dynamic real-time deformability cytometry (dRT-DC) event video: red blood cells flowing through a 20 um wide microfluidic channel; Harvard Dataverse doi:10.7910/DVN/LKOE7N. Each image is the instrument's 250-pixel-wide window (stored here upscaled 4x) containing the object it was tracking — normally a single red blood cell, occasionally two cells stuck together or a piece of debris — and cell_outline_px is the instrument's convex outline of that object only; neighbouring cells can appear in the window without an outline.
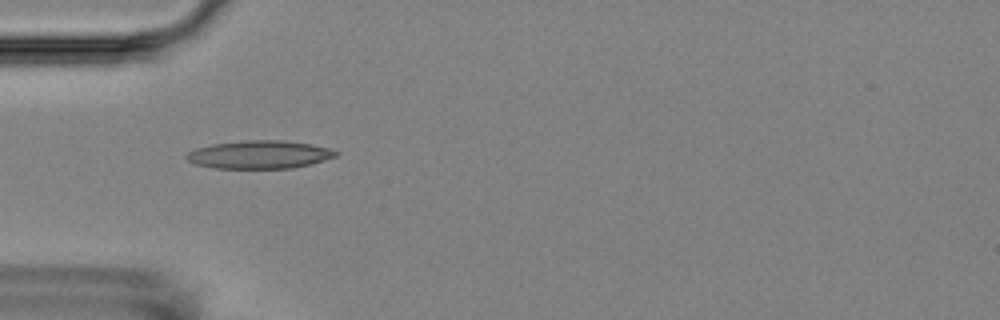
{"species": "Egyptian fruit bat (a non-hibernating species)", "species_latin": "Rousettus aegyptiacus", "temperature_condition": "room temperature", "stored_images_in_passage": 5, "camera_frame_rate_fps": 3000, "um_per_image_px": 0.085, "animal": {"sex": "female"}, "frame": {"image": 1, "passage_image": 2, "time_ms": 1.0, "image_size_px": [1000, 320], "cell_outline_px": [[340, 152], [336, 156], [312, 164], [292, 168], [212, 168], [196, 164], [188, 160], [184, 156], [188, 152], [196, 148], [212, 144], [244, 140], [280, 140], [308, 144], [328, 148]], "centroid_in_image_um": [22.03, 13.14], "position_along_channel_um": 63.0, "area_um2": 24.33}}
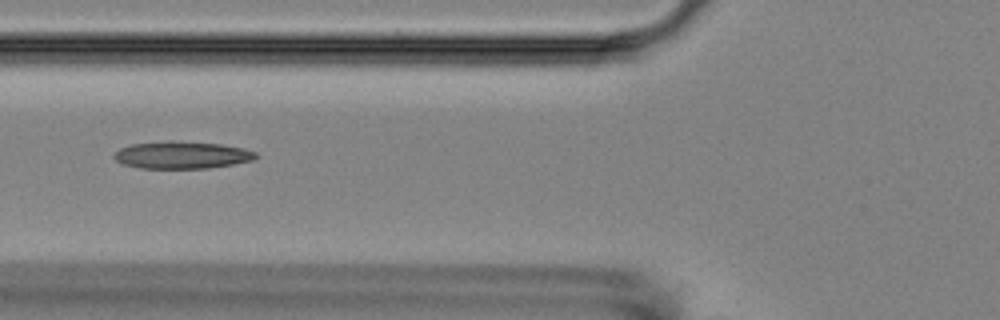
{"frame": {"image": 2, "passage_image": 3, "time_ms": 2.333, "image_size_px": [1000, 320], "cell_outline_px": [[260, 156], [252, 160], [232, 164], [208, 168], [140, 168], [120, 164], [112, 156], [120, 148], [132, 144], [172, 140], [220, 144], [244, 148], [256, 152]], "centroid_in_image_um": [15.45, 13.17], "position_along_channel_um": 110.4, "area_um2": 22.6}}
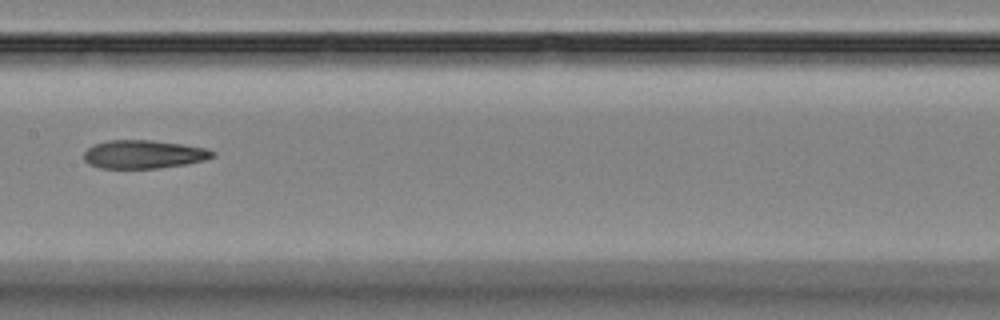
{"frame": {"image": 3, "passage_image": 5, "time_ms": 4.667, "image_size_px": [1000, 320], "cell_outline_px": [[216, 156], [204, 160], [184, 164], [156, 168], [100, 168], [88, 164], [84, 160], [84, 152], [92, 144], [108, 140], [152, 140], [208, 148], [216, 152]], "centroid_in_image_um": [12.2, 13.11], "position_along_channel_um": 195.2, "area_um2": 21.33}}